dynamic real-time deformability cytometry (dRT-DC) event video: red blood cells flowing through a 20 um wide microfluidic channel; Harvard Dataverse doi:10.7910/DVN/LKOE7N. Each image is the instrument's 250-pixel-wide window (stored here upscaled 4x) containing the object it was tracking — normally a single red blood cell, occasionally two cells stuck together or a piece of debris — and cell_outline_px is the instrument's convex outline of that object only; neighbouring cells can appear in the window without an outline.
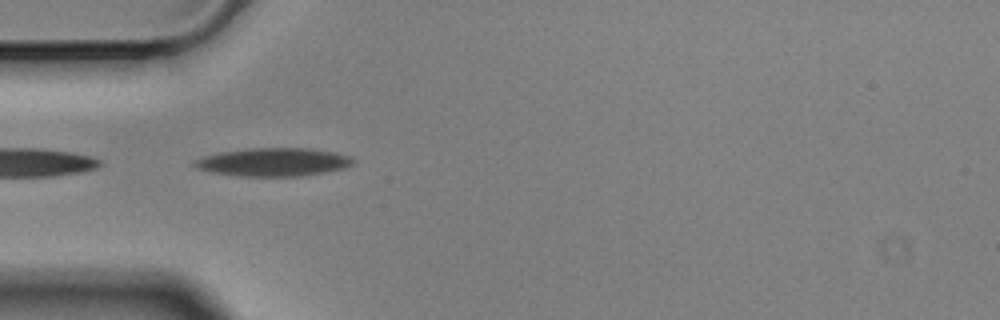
{"species": "Egyptian fruit bat (a non-hibernating species)", "species_latin": "Rousettus aegyptiacus", "temperature_condition": "cold", "stored_images_in_passage": 3, "camera_frame_rate_fps": 3000, "um_per_image_px": 0.085, "animal": {"sex": "male"}, "frame": {"image": 1, "passage_image": 2, "time_ms": 0.333, "image_size_px": [1000, 320], "cell_outline_px": [[356, 164], [344, 168], [328, 172], [308, 176], [240, 176], [212, 172], [196, 168], [192, 164], [192, 160], [204, 156], [220, 152], [248, 148], [308, 148], [336, 152], [352, 156], [356, 160]], "centroid_in_image_um": [23.3, 13.77], "position_along_channel_um": 61.7, "area_um2": 26.59}}